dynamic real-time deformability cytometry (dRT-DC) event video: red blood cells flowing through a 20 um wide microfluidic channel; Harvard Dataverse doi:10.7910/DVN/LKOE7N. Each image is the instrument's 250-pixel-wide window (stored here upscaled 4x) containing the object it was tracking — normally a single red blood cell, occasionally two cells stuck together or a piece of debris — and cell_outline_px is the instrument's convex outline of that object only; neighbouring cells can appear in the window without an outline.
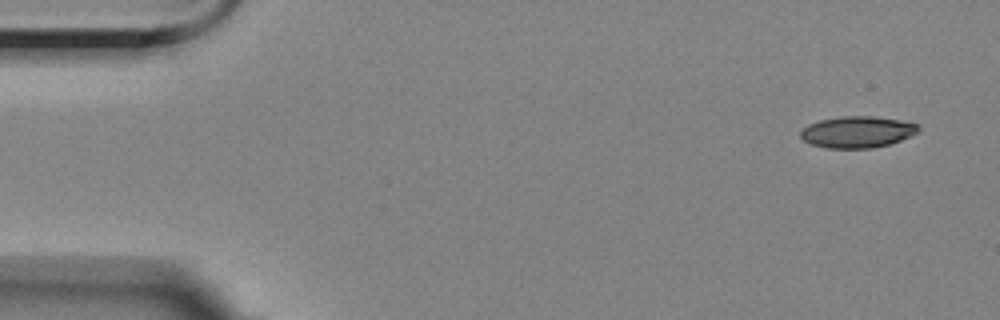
{"species": "Egyptian fruit bat (a non-hibernating species)", "species_latin": "Rousettus aegyptiacus", "temperature_condition": "room temperature", "stored_images_in_passage": 4, "camera_frame_rate_fps": 3000, "um_per_image_px": 0.085, "animal": {"sex": "female"}, "frame": {"image": 1, "passage_image": 1, "time_ms": 0.0, "image_size_px": [1000, 320], "cell_outline_px": [[920, 132], [900, 140], [888, 144], [872, 148], [828, 148], [812, 144], [804, 140], [800, 136], [800, 132], [808, 124], [820, 120], [840, 116], [872, 116], [900, 120], [920, 124]], "centroid_in_image_um": [72.9, 11.21], "position_along_channel_um": 12.1, "area_um2": 21.62}}